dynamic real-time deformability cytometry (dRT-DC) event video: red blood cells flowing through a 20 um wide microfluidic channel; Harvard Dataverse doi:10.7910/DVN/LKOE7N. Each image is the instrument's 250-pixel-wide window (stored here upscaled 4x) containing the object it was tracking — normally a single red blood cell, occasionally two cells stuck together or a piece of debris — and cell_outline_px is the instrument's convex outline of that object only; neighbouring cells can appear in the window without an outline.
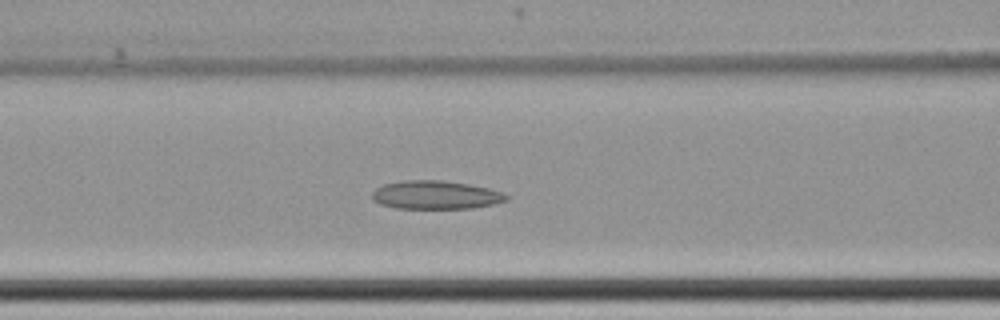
{"species": "common noctule bat (a hibernating species)", "species_latin": "Nyctalus noctula", "temperature_condition": "cold", "stored_images_in_passage": 30, "segment_of_instrument_passage": [1, 2], "camera_frame_rate_fps": 3000, "um_per_image_px": 0.085, "animal": {"sex": "female", "body_mass_g": 22.7, "forearm_length_mm": 54.2}, "frame": {"image": 1, "passage_image": 7, "time_ms": 2.0, "image_size_px": [1000, 320], "cell_outline_px": [[512, 196], [508, 200], [492, 204], [472, 208], [396, 208], [380, 204], [372, 200], [372, 192], [376, 188], [384, 184], [404, 180], [440, 180], [468, 184], [488, 188], [504, 192]], "centroid_in_image_um": [37.05, 16.57], "position_along_channel_um": 129.5, "area_um2": 22.31}}
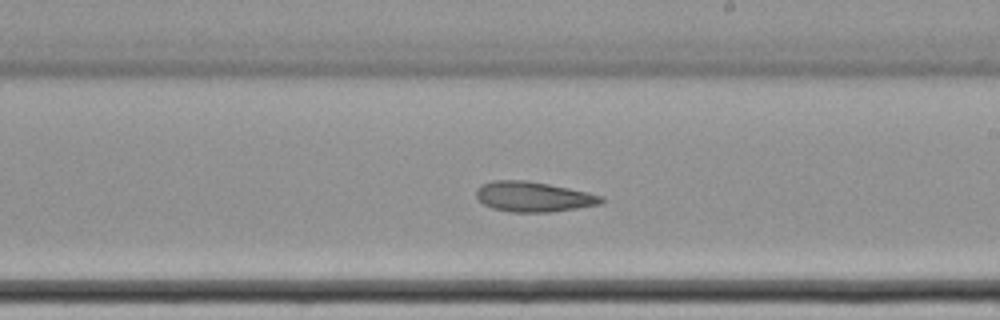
{"frame": {"image": 2, "passage_image": 17, "time_ms": 5.333, "image_size_px": [1000, 320], "cell_outline_px": [[604, 200], [600, 204], [576, 208], [548, 212], [512, 212], [492, 208], [484, 204], [476, 196], [476, 188], [480, 184], [492, 180], [528, 180], [588, 192], [604, 196]], "centroid_in_image_um": [45.31, 16.71], "position_along_channel_um": 243.7, "area_um2": 21.96}}
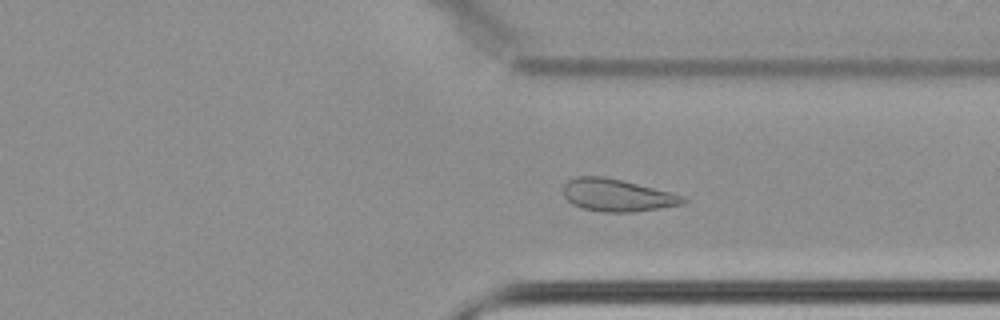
{"frame": {"image": 3, "passage_image": 27, "time_ms": 8.667, "image_size_px": [1000, 320], "cell_outline_px": [[688, 200], [684, 204], [632, 212], [604, 212], [580, 208], [572, 204], [564, 196], [564, 184], [568, 180], [576, 176], [604, 176], [672, 192], [684, 196]], "centroid_in_image_um": [52.45, 16.59], "position_along_channel_um": 358.9, "area_um2": 22.66}}